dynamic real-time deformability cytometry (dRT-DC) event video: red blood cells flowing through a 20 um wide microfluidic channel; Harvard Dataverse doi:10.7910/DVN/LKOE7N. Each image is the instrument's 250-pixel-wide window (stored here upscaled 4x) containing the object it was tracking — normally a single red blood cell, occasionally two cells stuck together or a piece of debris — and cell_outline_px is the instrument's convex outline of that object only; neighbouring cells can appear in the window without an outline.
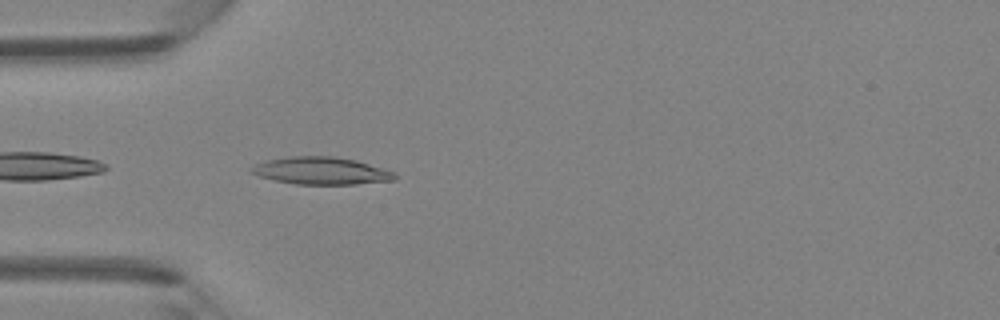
{"species": "Egyptian fruit bat (a non-hibernating species)", "species_latin": "Rousettus aegyptiacus", "temperature_condition": "room temperature", "stored_images_in_passage": 4, "camera_frame_rate_fps": 3000, "um_per_image_px": 0.085, "animal": {"sex": "female"}, "frame": {"image": 1, "passage_image": 4, "time_ms": 4.333, "image_size_px": [1000, 320], "cell_outline_px": [[396, 180], [356, 184], [296, 184], [276, 180], [260, 176], [252, 172], [248, 168], [256, 164], [268, 160], [288, 156], [332, 156], [356, 160], [384, 168], [396, 172]], "centroid_in_image_um": [27.35, 14.51], "position_along_channel_um": 57.7, "area_um2": 22.83}}